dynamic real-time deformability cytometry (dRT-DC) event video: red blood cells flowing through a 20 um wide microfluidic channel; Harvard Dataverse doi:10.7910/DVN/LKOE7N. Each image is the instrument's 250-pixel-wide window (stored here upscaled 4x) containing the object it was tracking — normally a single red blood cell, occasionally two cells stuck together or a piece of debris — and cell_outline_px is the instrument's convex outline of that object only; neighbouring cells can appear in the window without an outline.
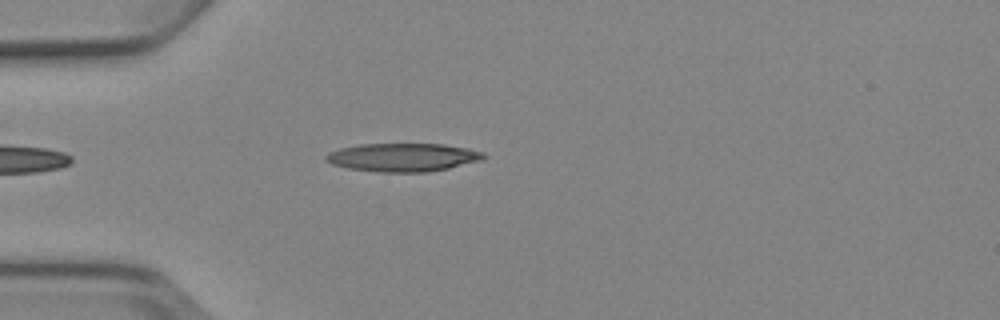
{"species": "Egyptian fruit bat (a non-hibernating species)", "species_latin": "Rousettus aegyptiacus", "temperature_condition": "cold", "stored_images_in_passage": 4, "camera_frame_rate_fps": 3000, "um_per_image_px": 0.085, "animal": {"sex": "female"}, "frame": {"image": 1, "passage_image": 4, "time_ms": 4.333, "image_size_px": [1000, 320], "cell_outline_px": [[488, 156], [480, 160], [448, 168], [428, 172], [380, 172], [348, 168], [332, 164], [324, 160], [324, 156], [328, 152], [340, 148], [360, 144], [444, 144], [468, 148], [484, 152]], "centroid_in_image_um": [34.23, 13.37], "position_along_channel_um": 50.8, "area_um2": 26.07}}